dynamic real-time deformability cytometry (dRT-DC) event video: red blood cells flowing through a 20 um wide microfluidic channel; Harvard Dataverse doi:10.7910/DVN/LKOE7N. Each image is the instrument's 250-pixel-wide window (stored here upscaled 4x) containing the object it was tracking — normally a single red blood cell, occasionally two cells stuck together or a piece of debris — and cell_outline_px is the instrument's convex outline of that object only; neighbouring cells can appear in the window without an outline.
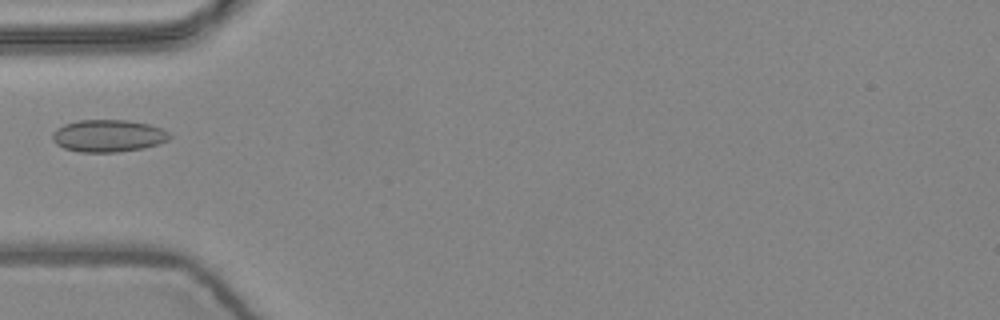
{"species": "common noctule bat (a hibernating species)", "species_latin": "Nyctalus noctula", "temperature_condition": "warm", "stored_images_in_passage": 2, "camera_frame_rate_fps": 3000, "um_per_image_px": 0.085, "animal": {"sex": "female", "body_mass_g": 24.6, "forearm_length_mm": 56.2}, "frame": {"image": 1, "passage_image": 2, "time_ms": 0.333, "image_size_px": [1000, 320], "cell_outline_px": [[172, 136], [168, 140], [160, 144], [144, 148], [116, 152], [80, 152], [64, 148], [56, 144], [52, 140], [52, 132], [56, 128], [64, 124], [76, 120], [128, 120], [148, 124], [160, 128], [168, 132]], "centroid_in_image_um": [9.18, 11.54], "position_along_channel_um": 75.8, "area_um2": 22.2}}